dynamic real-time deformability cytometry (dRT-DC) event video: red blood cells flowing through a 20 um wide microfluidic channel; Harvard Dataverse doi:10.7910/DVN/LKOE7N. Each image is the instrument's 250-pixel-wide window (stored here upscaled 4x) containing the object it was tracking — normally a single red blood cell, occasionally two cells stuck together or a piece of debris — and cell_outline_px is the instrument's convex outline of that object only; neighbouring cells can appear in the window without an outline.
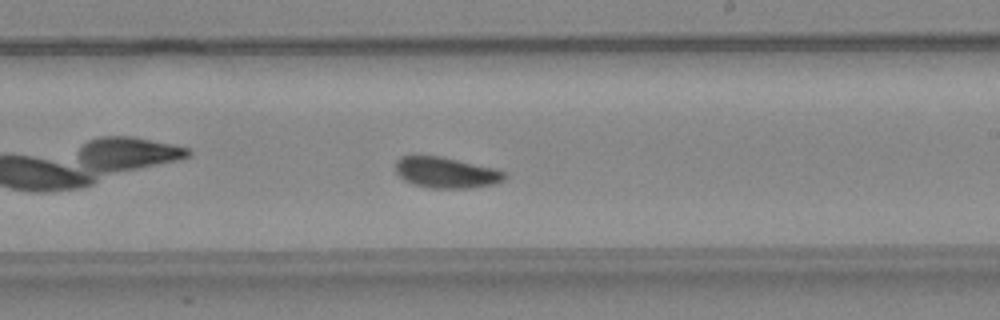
{"species": "common noctule bat (a hibernating species)", "species_latin": "Nyctalus noctula", "temperature_condition": "warm", "stored_images_in_passage": 35, "camera_frame_rate_fps": 3000, "um_per_image_px": 0.085, "animal": {"sex": "female", "body_mass_g": 24.6, "forearm_length_mm": 56.2}, "frame": {"image": 1, "passage_image": 16, "time_ms": 5.0, "image_size_px": [1000, 320], "cell_outline_px": [[508, 176], [504, 180], [496, 184], [472, 188], [428, 188], [412, 184], [404, 180], [396, 172], [396, 160], [400, 156], [440, 156], [496, 168], [504, 172]], "centroid_in_image_um": [37.95, 14.68], "position_along_channel_um": 251.1, "area_um2": 19.83}, "authors_computed_cell_mechanics": {"area_um2": 19.5364, "velocity_mm_per_s": 4.4795, "shape_relaxation_time_tau1_ms": 2.0312, "shape_relaxation_time_tau2_ms": 7.5975, "deformation_change_tau1": 0.0869, "deformation_change_tau2": 0.1158}}